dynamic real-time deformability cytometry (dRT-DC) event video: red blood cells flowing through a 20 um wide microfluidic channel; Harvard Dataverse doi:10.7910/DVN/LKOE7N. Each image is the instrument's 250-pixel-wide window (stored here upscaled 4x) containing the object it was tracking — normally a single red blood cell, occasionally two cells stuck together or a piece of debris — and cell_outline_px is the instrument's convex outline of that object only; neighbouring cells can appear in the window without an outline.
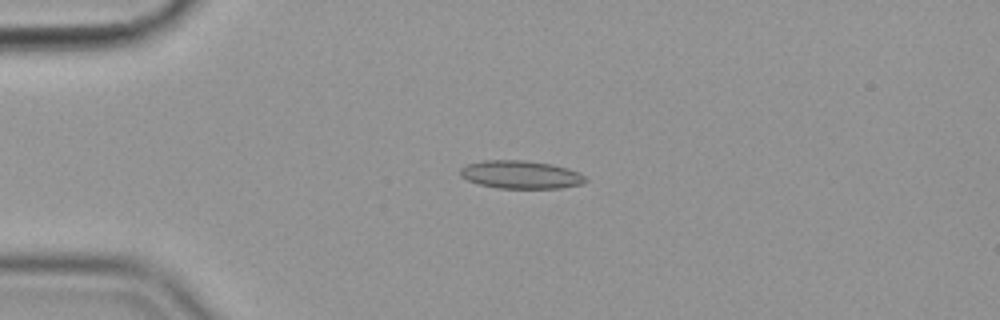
{"species": "common noctule bat (a hibernating species)", "species_latin": "Nyctalus noctula", "temperature_condition": "cold", "stored_images_in_passage": 56, "camera_frame_rate_fps": 3000, "um_per_image_px": 0.085, "animal": {"sex": "female", "body_mass_g": 19.9}, "frame": {"image": 1, "passage_image": 14, "time_ms": 4.333, "image_size_px": [1000, 320], "cell_outline_px": [[588, 180], [584, 184], [560, 188], [496, 188], [480, 184], [468, 180], [460, 176], [460, 168], [468, 164], [484, 160], [524, 160], [552, 164], [568, 168], [580, 172]], "centroid_in_image_um": [44.3, 14.84], "position_along_channel_um": 40.7, "area_um2": 20.58}}
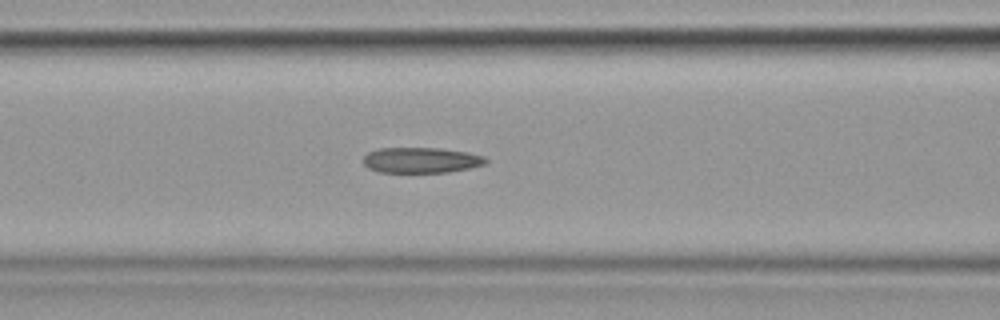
{"frame": {"image": 2, "passage_image": 24, "time_ms": 7.667, "image_size_px": [1000, 320], "cell_outline_px": [[488, 160], [484, 164], [468, 168], [448, 172], [380, 172], [368, 168], [364, 164], [364, 156], [368, 152], [380, 148], [440, 148], [468, 152], [484, 156]], "centroid_in_image_um": [35.79, 13.61], "position_along_channel_um": 130.8, "area_um2": 18.15}}
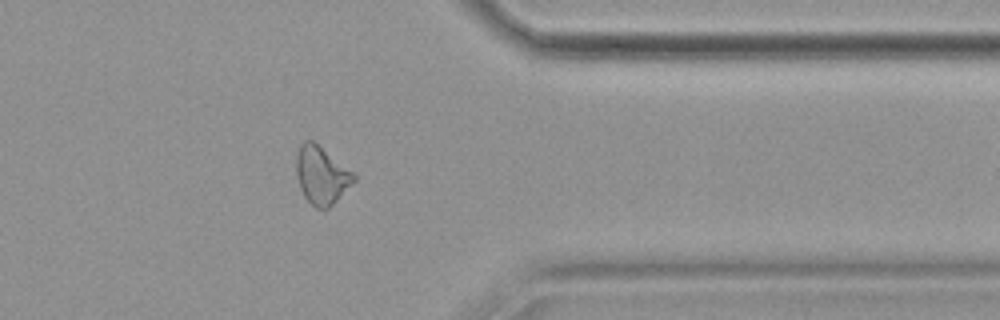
{"frame": {"image": 3, "passage_image": 46, "time_ms": 15.0, "image_size_px": [1000, 320], "cell_outline_px": [[356, 180], [328, 208], [316, 208], [304, 196], [300, 188], [296, 176], [296, 156], [300, 144], [304, 140], [312, 140], [356, 172]], "centroid_in_image_um": [27.34, 14.86], "position_along_channel_um": 384.1, "area_um2": 19.48}, "authors_computed_cell_mechanics": {"area_um2": 19.1896, "velocity_mm_per_s": 3.5948, "shape_relaxation_time_tau1_ms": 8.3586, "shape_relaxation_time_tau2_ms": 4.5675, "deformation_change_tau1": 0.177, "deformation_change_tau2": 0.1433}}